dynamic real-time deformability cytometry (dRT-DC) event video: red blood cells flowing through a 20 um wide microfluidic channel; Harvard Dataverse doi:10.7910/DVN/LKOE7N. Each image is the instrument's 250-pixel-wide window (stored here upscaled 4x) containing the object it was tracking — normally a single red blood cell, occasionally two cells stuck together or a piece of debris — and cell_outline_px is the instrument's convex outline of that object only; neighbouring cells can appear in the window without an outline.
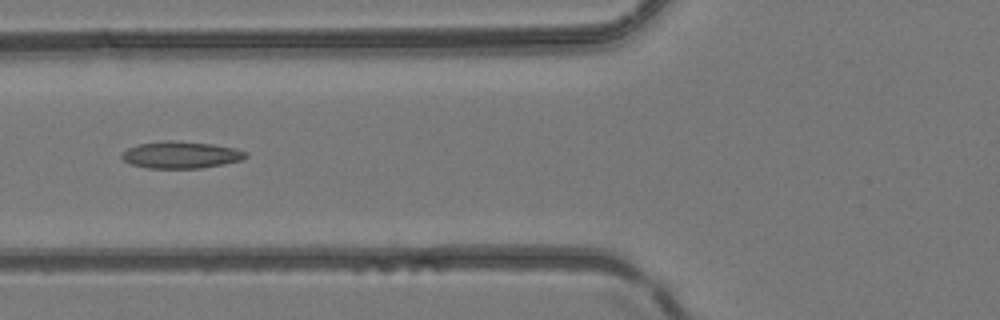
{"species": "common noctule bat (a hibernating species)", "species_latin": "Nyctalus noctula", "temperature_condition": "room temperature", "stored_images_in_passage": 5, "camera_frame_rate_fps": 3000, "um_per_image_px": 0.085, "animal": {"sex": "female", "body_mass_g": 24.6, "forearm_length_mm": 56.2}, "frame": {"image": 1, "passage_image": 5, "time_ms": 1.333, "image_size_px": [1000, 320], "cell_outline_px": [[248, 156], [240, 160], [224, 164], [200, 168], [148, 168], [132, 164], [124, 160], [120, 156], [128, 148], [140, 144], [164, 140], [176, 140], [212, 144], [236, 148], [248, 152]], "centroid_in_image_um": [15.41, 13.15], "position_along_channel_um": 110.4, "area_um2": 19.42}}